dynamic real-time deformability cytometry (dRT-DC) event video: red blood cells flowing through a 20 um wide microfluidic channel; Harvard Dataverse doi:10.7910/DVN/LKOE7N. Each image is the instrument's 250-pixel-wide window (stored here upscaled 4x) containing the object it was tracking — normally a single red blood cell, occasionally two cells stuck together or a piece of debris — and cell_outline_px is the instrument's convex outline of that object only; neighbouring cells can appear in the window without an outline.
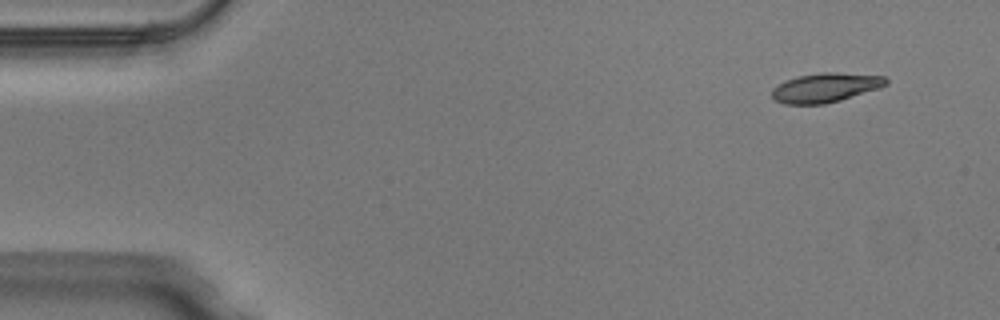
{"species": "Egyptian fruit bat (a non-hibernating species)", "species_latin": "Rousettus aegyptiacus", "temperature_condition": "warm", "stored_images_in_passage": 47, "camera_frame_rate_fps": 3000, "um_per_image_px": 0.085, "animal": {"sex": "male"}, "frame": {"image": 1, "passage_image": 1, "time_ms": 0.0, "image_size_px": [1000, 320], "cell_outline_px": [[888, 84], [880, 88], [840, 100], [824, 104], [784, 104], [776, 100], [772, 96], [772, 88], [788, 80], [800, 76], [824, 72], [836, 72], [884, 76], [888, 80]], "centroid_in_image_um": [70.2, 7.45], "position_along_channel_um": 14.8, "area_um2": 19.25}}
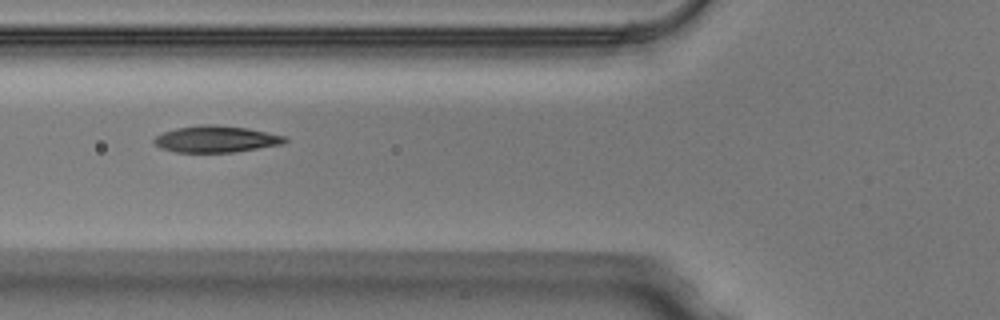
{"frame": {"image": 2, "passage_image": 16, "time_ms": 5.0, "image_size_px": [1000, 320], "cell_outline_px": [[288, 140], [284, 144], [236, 152], [176, 152], [160, 148], [152, 140], [156, 136], [164, 132], [176, 128], [204, 124], [212, 124], [248, 128], [288, 136]], "centroid_in_image_um": [18.42, 11.82], "position_along_channel_um": 107.4, "area_um2": 20.4}}
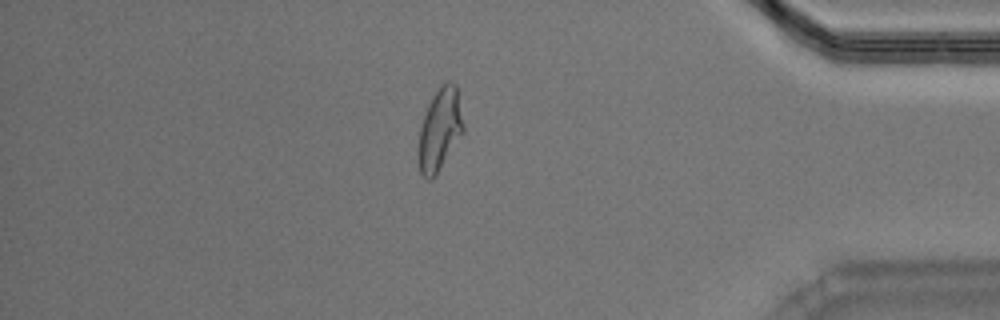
{"frame": {"image": 3, "passage_image": 40, "time_ms": 13.0, "image_size_px": [1000, 320], "cell_outline_px": [[464, 132], [436, 176], [432, 180], [428, 180], [420, 172], [416, 156], [416, 152], [420, 128], [428, 104], [440, 84], [448, 80], [452, 80], [456, 84], [464, 124]], "centroid_in_image_um": [37.37, 11.03], "position_along_channel_um": 397.8, "area_um2": 22.08}, "authors_computed_cell_mechanics": {"area_um2": 20.3456, "velocity_mm_per_s": 4.0463, "shape_relaxation_time_tau1_ms": 3.0933, "shape_relaxation_time_tau2_ms": 1.1988, "deformation_change_tau1": 0.1758, "deformation_change_tau2": 0.0771}}